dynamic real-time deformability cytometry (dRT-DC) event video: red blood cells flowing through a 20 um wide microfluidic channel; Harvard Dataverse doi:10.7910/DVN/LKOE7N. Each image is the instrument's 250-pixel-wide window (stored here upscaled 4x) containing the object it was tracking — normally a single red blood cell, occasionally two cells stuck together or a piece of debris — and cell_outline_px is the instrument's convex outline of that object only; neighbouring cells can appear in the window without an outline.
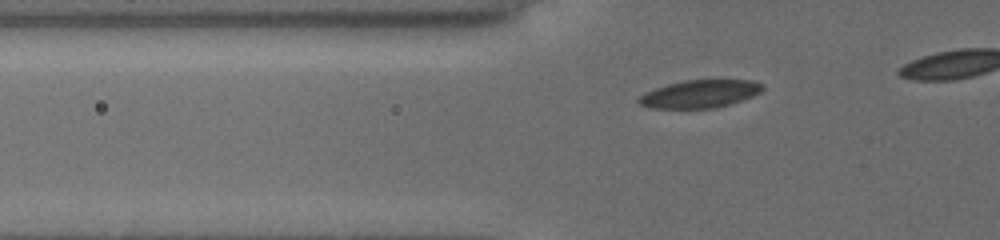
{"species": "common noctule bat (a hibernating species)", "species_latin": "Nyctalus noctula", "temperature_condition": "cold", "stored_images_in_passage": 12, "camera_frame_rate_fps": 3000, "um_per_image_px": 0.085, "animal": {"sex": "female", "body_mass_g": 19.5, "forearm_length_mm": 54.1}, "frame": {"image": 1, "passage_image": 8, "time_ms": 2.333, "image_size_px": [1000, 240], "cell_outline_px": [[764, 88], [760, 92], [752, 96], [732, 104], [716, 108], [652, 108], [640, 104], [636, 100], [640, 96], [656, 88], [668, 84], [684, 80], [752, 80], [760, 84]], "centroid_in_image_um": [59.5, 7.99], "position_along_channel_um": 66.3, "area_um2": 19.88}}
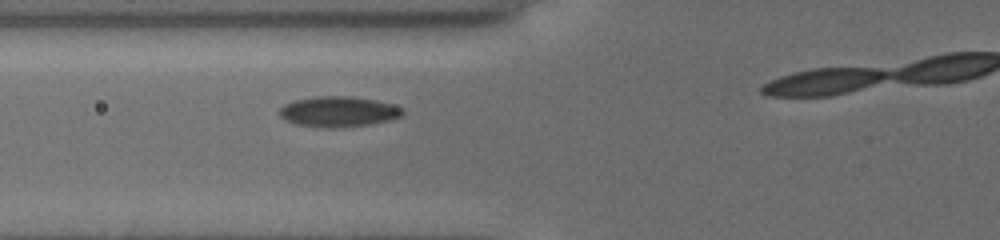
{"frame": {"image": 2, "passage_image": 11, "time_ms": 3.333, "image_size_px": [1000, 240], "cell_outline_px": [[404, 112], [400, 116], [388, 120], [368, 124], [332, 128], [324, 128], [296, 124], [280, 116], [280, 108], [284, 104], [296, 100], [316, 96], [352, 96], [392, 104], [404, 108]], "centroid_in_image_um": [28.76, 9.48], "position_along_channel_um": 97.0, "area_um2": 21.56}}